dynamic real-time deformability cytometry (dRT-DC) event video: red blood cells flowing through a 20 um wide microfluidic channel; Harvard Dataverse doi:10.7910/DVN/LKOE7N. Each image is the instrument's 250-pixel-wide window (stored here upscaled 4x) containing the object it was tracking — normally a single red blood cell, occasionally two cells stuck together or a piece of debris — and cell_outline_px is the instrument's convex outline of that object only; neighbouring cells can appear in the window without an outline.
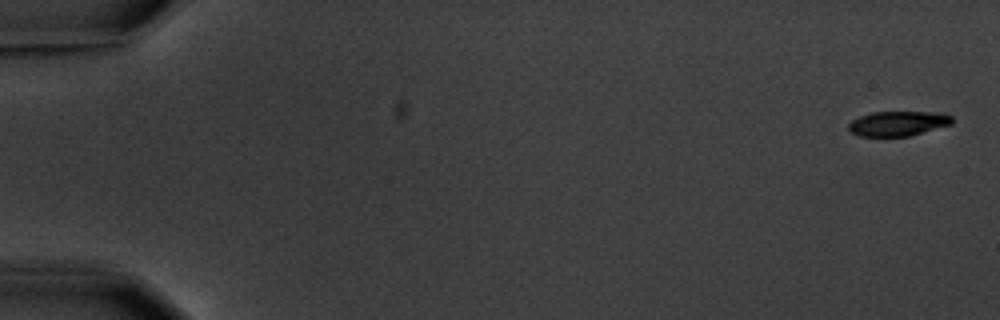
{"species": "common noctule bat (a hibernating species)", "species_latin": "Nyctalus noctula", "temperature_condition": "warm", "stored_images_in_passage": 10, "camera_frame_rate_fps": 3000, "um_per_image_px": 0.085, "animal": {"sex": "male", "body_mass_g": 20.1, "forearm_length_mm": 53.5}, "frame": {"image": 1, "passage_image": 1, "time_ms": 0.0, "image_size_px": [1000, 320], "cell_outline_px": [[952, 124], [908, 136], [860, 136], [848, 132], [848, 124], [852, 120], [860, 116], [872, 112], [944, 112], [952, 116]], "centroid_in_image_um": [76.32, 10.49], "position_along_channel_um": 8.7, "area_um2": 15.03}}
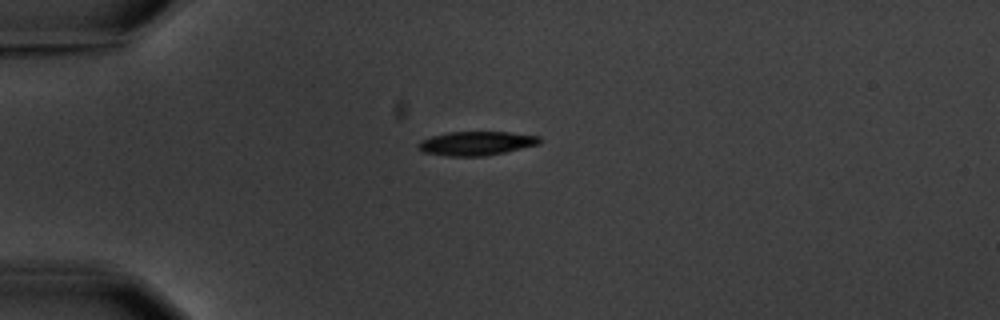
{"frame": {"image": 2, "passage_image": 5, "time_ms": 4.667, "image_size_px": [1000, 320], "cell_outline_px": [[544, 140], [540, 144], [504, 152], [484, 156], [448, 156], [424, 152], [416, 148], [416, 144], [420, 140], [432, 136], [448, 132], [508, 132], [540, 136]], "centroid_in_image_um": [40.48, 12.18], "position_along_channel_um": 44.5, "area_um2": 17.05}}